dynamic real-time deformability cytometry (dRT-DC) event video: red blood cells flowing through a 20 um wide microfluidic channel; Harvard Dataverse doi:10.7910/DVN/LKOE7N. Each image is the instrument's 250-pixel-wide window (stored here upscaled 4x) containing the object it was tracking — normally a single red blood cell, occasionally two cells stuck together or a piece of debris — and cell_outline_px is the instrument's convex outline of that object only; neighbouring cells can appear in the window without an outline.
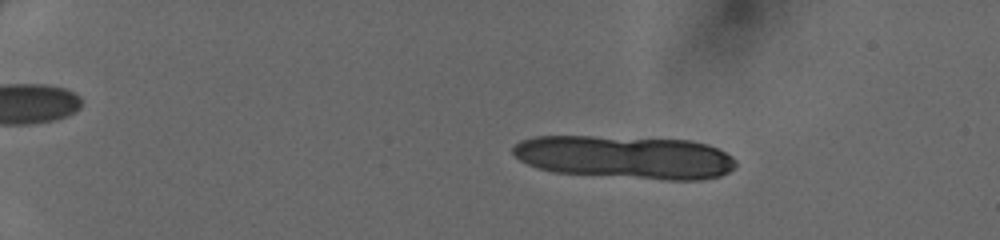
{"species": "human", "species_latin": "Homo sapiens", "temperature_condition": "cold", "stored_images_in_passage": 17, "camera_frame_rate_fps": 3000, "um_per_image_px": 0.085, "donor": {"sex": "female"}, "frame": {"image": 1, "passage_image": 9, "time_ms": 2.667, "image_size_px": [1000, 240], "cell_outline_px": [[736, 168], [720, 176], [700, 180], [664, 180], [552, 172], [528, 164], [520, 160], [512, 152], [512, 148], [520, 140], [532, 136], [592, 136], [692, 140], [708, 144], [732, 156], [736, 160]], "centroid_in_image_um": [53.16, 13.36], "position_along_channel_um": 31.8, "area_um2": 56.41}}